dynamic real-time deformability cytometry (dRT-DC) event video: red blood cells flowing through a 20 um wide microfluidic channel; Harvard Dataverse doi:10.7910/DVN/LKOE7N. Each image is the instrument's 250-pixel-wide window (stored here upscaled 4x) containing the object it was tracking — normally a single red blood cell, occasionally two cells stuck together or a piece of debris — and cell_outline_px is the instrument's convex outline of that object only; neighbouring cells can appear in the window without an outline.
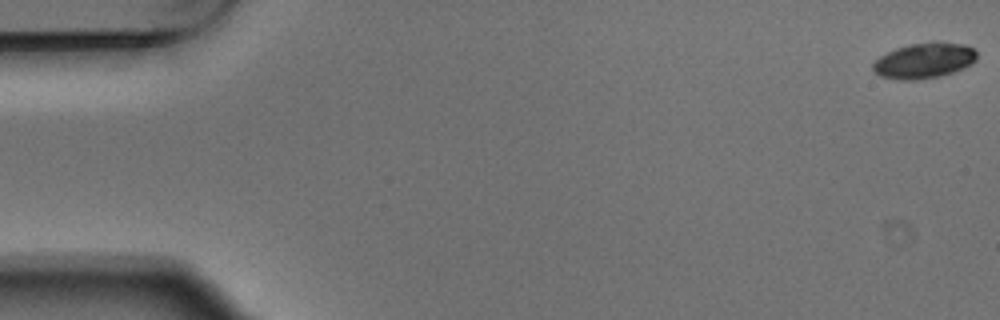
{"species": "Egyptian fruit bat (a non-hibernating species)", "species_latin": "Rousettus aegyptiacus", "temperature_condition": "warm", "stored_images_in_passage": 6, "camera_frame_rate_fps": 3000, "um_per_image_px": 0.085, "animal": {"sex": "male"}, "frame": {"image": 1, "passage_image": 1, "time_ms": 0.0, "image_size_px": [1000, 320], "cell_outline_px": [[976, 60], [972, 64], [952, 72], [940, 76], [916, 80], [900, 80], [880, 76], [872, 72], [872, 64], [880, 56], [896, 48], [908, 44], [932, 40], [936, 40], [964, 44], [972, 48], [976, 52]], "centroid_in_image_um": [78.53, 5.13], "position_along_channel_um": 6.5, "area_um2": 21.85}}
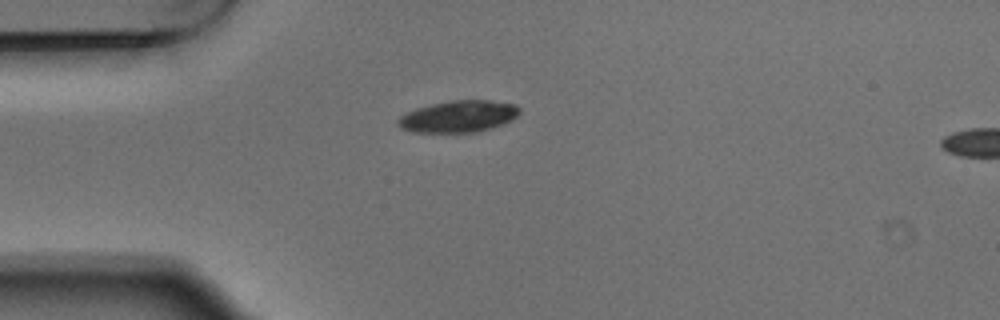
{"frame": {"image": 2, "passage_image": 5, "time_ms": 1.333, "image_size_px": [1000, 320], "cell_outline_px": [[520, 112], [512, 120], [504, 124], [492, 128], [476, 132], [412, 132], [400, 128], [396, 124], [396, 120], [400, 116], [416, 108], [432, 104], [452, 100], [492, 100], [516, 104], [520, 108]], "centroid_in_image_um": [38.98, 9.89], "position_along_channel_um": 46.0, "area_um2": 22.66}}